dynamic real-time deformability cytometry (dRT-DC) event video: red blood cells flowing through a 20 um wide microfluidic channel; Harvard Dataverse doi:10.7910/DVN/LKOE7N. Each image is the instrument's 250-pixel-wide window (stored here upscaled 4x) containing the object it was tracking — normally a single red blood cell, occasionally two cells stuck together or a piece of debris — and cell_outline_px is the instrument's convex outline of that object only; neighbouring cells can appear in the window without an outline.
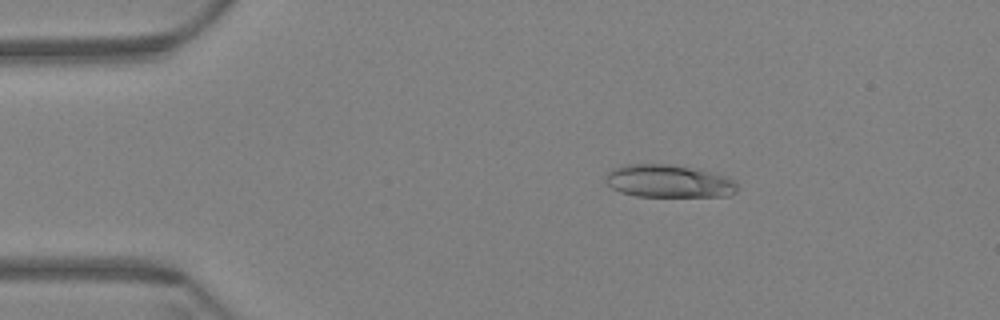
{"species": "Egyptian fruit bat (a non-hibernating species)", "species_latin": "Rousettus aegyptiacus", "temperature_condition": "warm", "stored_images_in_passage": 60, "camera_frame_rate_fps": 3000, "um_per_image_px": 0.085, "animal": {"sex": "female"}, "frame": {"image": 1, "passage_image": 11, "time_ms": 3.333, "image_size_px": [1000, 320], "cell_outline_px": [[736, 192], [728, 196], [636, 196], [620, 192], [612, 188], [604, 180], [604, 176], [612, 168], [624, 164], [672, 164], [700, 168], [728, 176], [736, 180]], "centroid_in_image_um": [56.85, 15.38], "position_along_channel_um": 28.1, "area_um2": 25.66}}
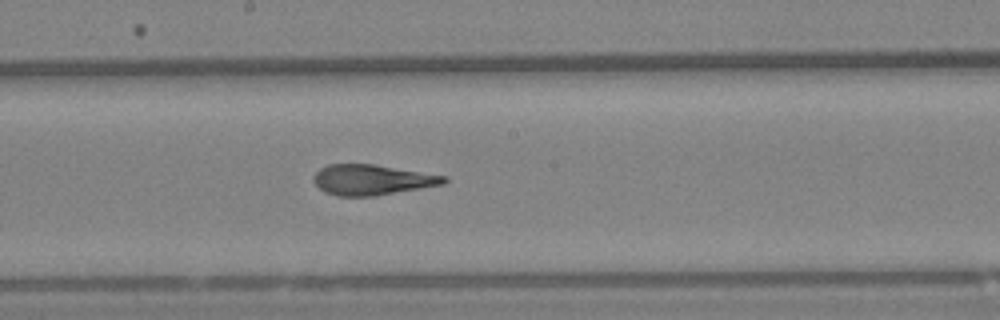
{"frame": {"image": 2, "passage_image": 33, "time_ms": 10.667, "image_size_px": [1000, 320], "cell_outline_px": [[448, 180], [444, 184], [372, 196], [336, 196], [324, 192], [312, 180], [316, 172], [320, 168], [328, 164], [376, 164], [448, 176]], "centroid_in_image_um": [31.62, 15.27], "position_along_channel_um": 216.6, "area_um2": 23.12}}
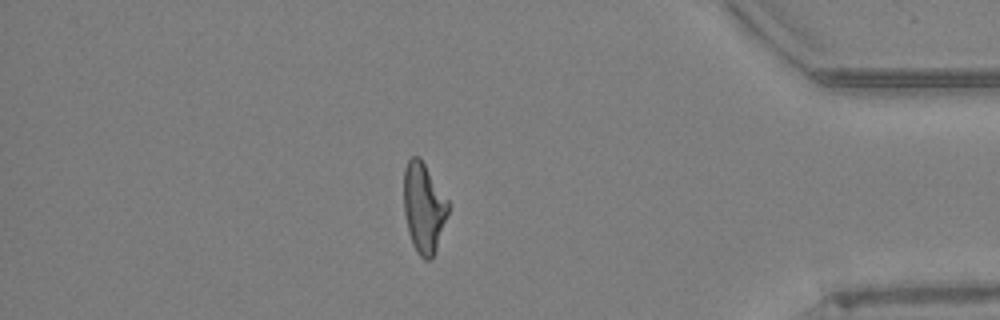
{"frame": {"image": 3, "passage_image": 52, "time_ms": 17.0, "image_size_px": [1000, 320], "cell_outline_px": [[452, 204], [432, 260], [424, 260], [416, 252], [412, 244], [408, 232], [404, 212], [404, 168], [408, 160], [412, 156], [420, 156]], "centroid_in_image_um": [36.04, 17.64], "position_along_channel_um": 399.2, "area_um2": 23.87}, "authors_computed_cell_mechanics": {"area_um2": 24.0737, "velocity_mm_per_s": 3.4299, "shape_relaxation_time_tau1_ms": null, "shape_relaxation_time_tau2_ms": 2.1527, "deformation_change_tau1": null, "deformation_change_tau2": 0.1089}}